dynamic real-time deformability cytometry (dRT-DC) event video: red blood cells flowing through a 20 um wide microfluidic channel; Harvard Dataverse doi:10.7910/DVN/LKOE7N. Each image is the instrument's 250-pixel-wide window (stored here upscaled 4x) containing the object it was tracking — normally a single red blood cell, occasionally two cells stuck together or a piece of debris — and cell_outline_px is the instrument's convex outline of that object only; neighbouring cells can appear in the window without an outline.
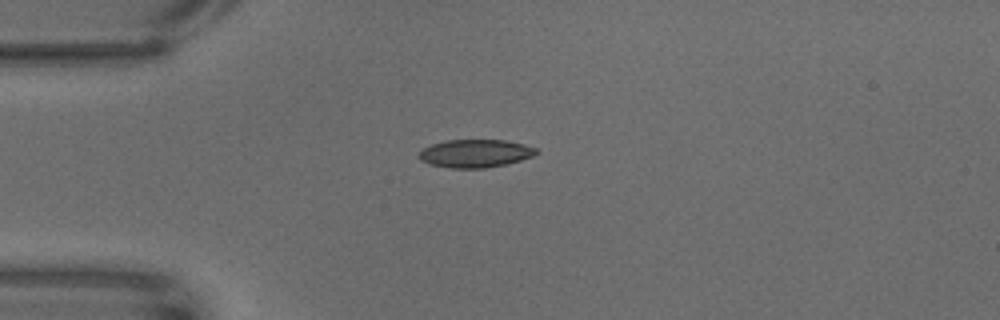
{"species": "common noctule bat (a hibernating species)", "species_latin": "Nyctalus noctula", "temperature_condition": "warm", "stored_images_in_passage": 48, "camera_frame_rate_fps": 3000, "um_per_image_px": 0.085, "animal": {"sex": "male", "body_mass_g": 18.8}, "frame": {"image": 1, "passage_image": 1, "time_ms": 0.0, "image_size_px": [1000, 320], "cell_outline_px": [[540, 152], [532, 156], [520, 160], [504, 164], [484, 168], [448, 168], [428, 164], [420, 160], [416, 156], [424, 148], [432, 144], [448, 140], [504, 140], [524, 144], [536, 148]], "centroid_in_image_um": [40.37, 13.04], "position_along_channel_um": 44.6, "area_um2": 19.13}}
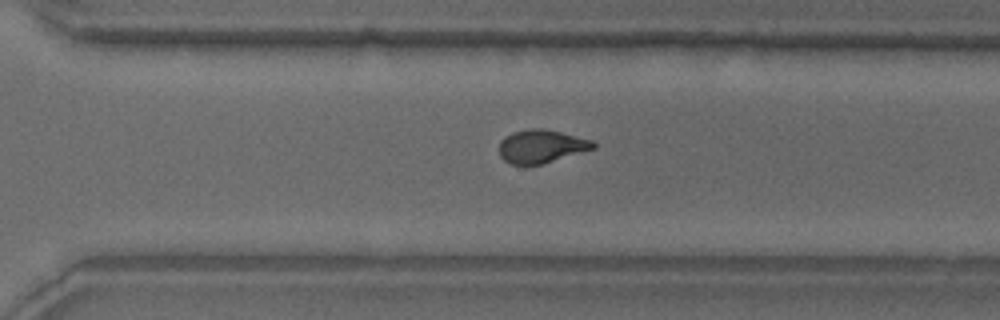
{"frame": {"image": 2, "passage_image": 29, "time_ms": 9.333, "image_size_px": [1000, 320], "cell_outline_px": [[596, 148], [540, 164], [512, 164], [504, 160], [500, 156], [500, 140], [504, 136], [512, 132], [528, 128], [544, 128], [592, 140], [596, 144]], "centroid_in_image_um": [45.99, 12.41], "position_along_channel_um": 324.6, "area_um2": 18.09}}
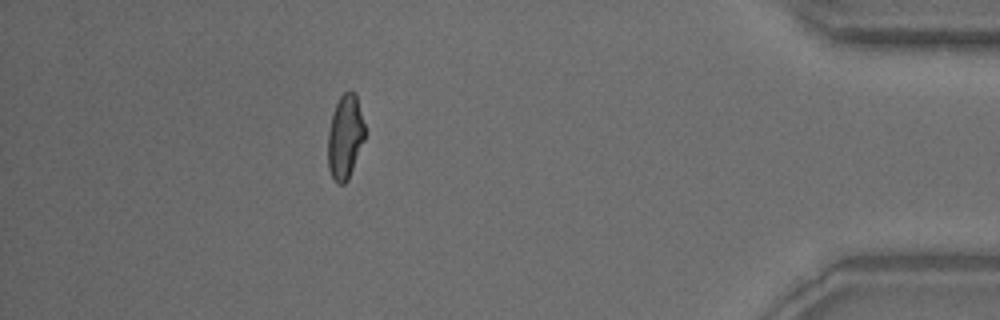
{"frame": {"image": 3, "passage_image": 41, "time_ms": 13.333, "image_size_px": [1000, 320], "cell_outline_px": [[364, 140], [348, 180], [344, 184], [336, 184], [328, 168], [328, 132], [332, 112], [340, 96], [348, 88], [356, 92], [364, 124]], "centroid_in_image_um": [29.32, 11.6], "position_along_channel_um": 405.9, "area_um2": 18.26}}